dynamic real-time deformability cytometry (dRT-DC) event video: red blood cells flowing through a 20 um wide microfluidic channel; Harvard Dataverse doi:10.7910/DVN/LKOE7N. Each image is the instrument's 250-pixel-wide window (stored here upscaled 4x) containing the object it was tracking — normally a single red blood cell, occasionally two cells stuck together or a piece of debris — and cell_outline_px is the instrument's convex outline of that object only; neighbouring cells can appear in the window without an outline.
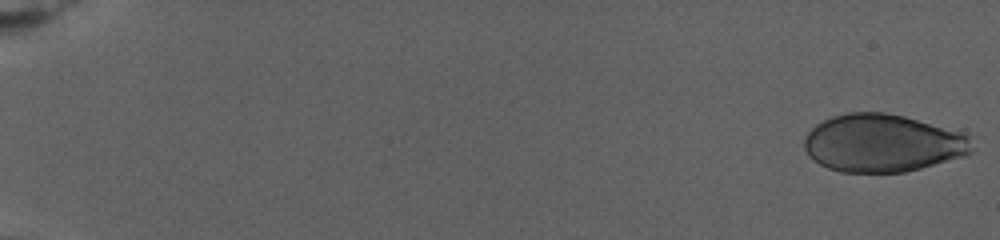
{"species": "human", "species_latin": "Homo sapiens", "temperature_condition": "warm", "stored_images_in_passage": 20, "camera_frame_rate_fps": 3000, "um_per_image_px": 0.085, "donor": {"sex": "female"}, "frame": {"image": 1, "passage_image": 1, "time_ms": 0.0, "image_size_px": [1000, 240], "cell_outline_px": [[972, 152], [964, 156], [920, 168], [904, 172], [840, 172], [828, 168], [820, 164], [808, 156], [804, 148], [804, 136], [816, 124], [832, 116], [848, 112], [884, 112], [904, 116], [960, 132], [968, 136], [972, 148]], "centroid_in_image_um": [74.97, 12.17], "position_along_channel_um": 10.0, "area_um2": 56.24}}